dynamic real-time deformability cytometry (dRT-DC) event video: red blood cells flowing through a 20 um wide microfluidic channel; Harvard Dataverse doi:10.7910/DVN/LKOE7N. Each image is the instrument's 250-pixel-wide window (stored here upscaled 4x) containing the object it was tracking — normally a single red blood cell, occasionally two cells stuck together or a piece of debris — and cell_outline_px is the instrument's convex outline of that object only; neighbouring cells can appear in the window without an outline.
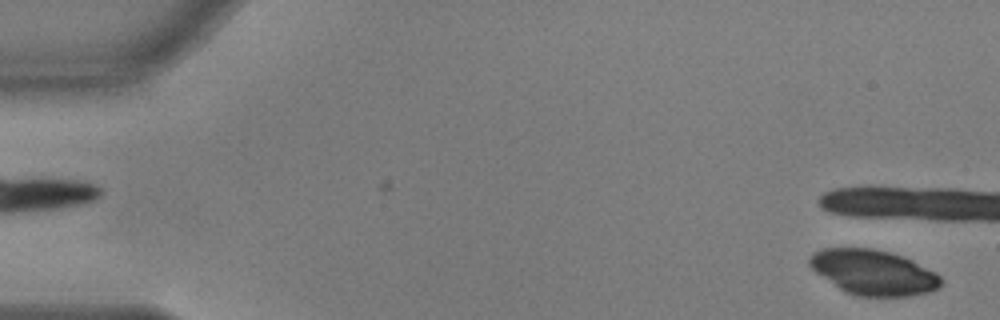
{"species": "common noctule bat (a hibernating species)", "species_latin": "Nyctalus noctula", "temperature_condition": "warm", "stored_images_in_passage": 7, "camera_frame_rate_fps": 3000, "um_per_image_px": 0.085, "animal": {"sex": "male", "body_mass_g": 17.9, "forearm_length_mm": 54.2}, "frame": {"image": 1, "passage_image": 1, "time_ms": 0.0, "image_size_px": [1000, 320], "cell_outline_px": [[940, 288], [928, 292], [908, 296], [856, 296], [840, 288], [816, 272], [808, 264], [808, 260], [812, 252], [824, 248], [872, 248], [888, 252], [912, 260], [936, 272], [940, 276]], "centroid_in_image_um": [74.23, 23.14], "position_along_channel_um": 10.8, "area_um2": 34.22}}